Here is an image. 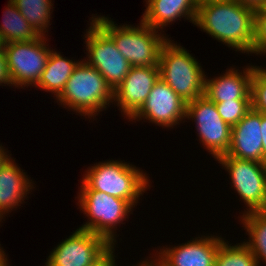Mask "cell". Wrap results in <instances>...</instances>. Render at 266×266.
<instances>
[{
    "instance_id": "obj_1",
    "label": "cell",
    "mask_w": 266,
    "mask_h": 266,
    "mask_svg": "<svg viewBox=\"0 0 266 266\" xmlns=\"http://www.w3.org/2000/svg\"><path fill=\"white\" fill-rule=\"evenodd\" d=\"M194 25L235 51L253 53L255 11L233 0L198 5Z\"/></svg>"
},
{
    "instance_id": "obj_2",
    "label": "cell",
    "mask_w": 266,
    "mask_h": 266,
    "mask_svg": "<svg viewBox=\"0 0 266 266\" xmlns=\"http://www.w3.org/2000/svg\"><path fill=\"white\" fill-rule=\"evenodd\" d=\"M130 163L109 160L94 164L86 170L80 189L97 190L124 199L133 207L150 188L147 174Z\"/></svg>"
},
{
    "instance_id": "obj_3",
    "label": "cell",
    "mask_w": 266,
    "mask_h": 266,
    "mask_svg": "<svg viewBox=\"0 0 266 266\" xmlns=\"http://www.w3.org/2000/svg\"><path fill=\"white\" fill-rule=\"evenodd\" d=\"M93 19L115 42L123 57L135 66H158L163 44L168 39L164 33L153 29L144 22L139 26L114 24L105 16H93ZM117 25V26H116Z\"/></svg>"
},
{
    "instance_id": "obj_4",
    "label": "cell",
    "mask_w": 266,
    "mask_h": 266,
    "mask_svg": "<svg viewBox=\"0 0 266 266\" xmlns=\"http://www.w3.org/2000/svg\"><path fill=\"white\" fill-rule=\"evenodd\" d=\"M59 105L88 118L98 115L113 103V90L100 72L84 60L81 61L60 96ZM98 112V113H97Z\"/></svg>"
},
{
    "instance_id": "obj_5",
    "label": "cell",
    "mask_w": 266,
    "mask_h": 266,
    "mask_svg": "<svg viewBox=\"0 0 266 266\" xmlns=\"http://www.w3.org/2000/svg\"><path fill=\"white\" fill-rule=\"evenodd\" d=\"M160 78L185 103L204 94L205 73L199 62L184 47L169 39L163 44L159 57Z\"/></svg>"
},
{
    "instance_id": "obj_6",
    "label": "cell",
    "mask_w": 266,
    "mask_h": 266,
    "mask_svg": "<svg viewBox=\"0 0 266 266\" xmlns=\"http://www.w3.org/2000/svg\"><path fill=\"white\" fill-rule=\"evenodd\" d=\"M77 198V205L89 219L79 228L101 235L115 246L117 232L114 230L126 220L133 206L124 199L92 189H80Z\"/></svg>"
},
{
    "instance_id": "obj_7",
    "label": "cell",
    "mask_w": 266,
    "mask_h": 266,
    "mask_svg": "<svg viewBox=\"0 0 266 266\" xmlns=\"http://www.w3.org/2000/svg\"><path fill=\"white\" fill-rule=\"evenodd\" d=\"M46 39L40 35L32 41L3 44L11 86H36L51 52Z\"/></svg>"
},
{
    "instance_id": "obj_8",
    "label": "cell",
    "mask_w": 266,
    "mask_h": 266,
    "mask_svg": "<svg viewBox=\"0 0 266 266\" xmlns=\"http://www.w3.org/2000/svg\"><path fill=\"white\" fill-rule=\"evenodd\" d=\"M84 35L87 58L84 61L95 67L114 91L125 79L131 64L117 49L113 39L93 20ZM89 58V59H88Z\"/></svg>"
},
{
    "instance_id": "obj_9",
    "label": "cell",
    "mask_w": 266,
    "mask_h": 266,
    "mask_svg": "<svg viewBox=\"0 0 266 266\" xmlns=\"http://www.w3.org/2000/svg\"><path fill=\"white\" fill-rule=\"evenodd\" d=\"M216 161L231 176V187L247 206L244 212L261 211L266 204V163L241 160L226 154Z\"/></svg>"
},
{
    "instance_id": "obj_10",
    "label": "cell",
    "mask_w": 266,
    "mask_h": 266,
    "mask_svg": "<svg viewBox=\"0 0 266 266\" xmlns=\"http://www.w3.org/2000/svg\"><path fill=\"white\" fill-rule=\"evenodd\" d=\"M186 118L194 119L199 141L217 159L231 144V127L221 118L214 102L204 94L186 104Z\"/></svg>"
},
{
    "instance_id": "obj_11",
    "label": "cell",
    "mask_w": 266,
    "mask_h": 266,
    "mask_svg": "<svg viewBox=\"0 0 266 266\" xmlns=\"http://www.w3.org/2000/svg\"><path fill=\"white\" fill-rule=\"evenodd\" d=\"M112 247L101 235L78 228L52 249L45 266H93Z\"/></svg>"
},
{
    "instance_id": "obj_12",
    "label": "cell",
    "mask_w": 266,
    "mask_h": 266,
    "mask_svg": "<svg viewBox=\"0 0 266 266\" xmlns=\"http://www.w3.org/2000/svg\"><path fill=\"white\" fill-rule=\"evenodd\" d=\"M186 104L161 78L154 84L146 102L130 119L149 120L158 126L172 127L186 119ZM184 118V119H183Z\"/></svg>"
},
{
    "instance_id": "obj_13",
    "label": "cell",
    "mask_w": 266,
    "mask_h": 266,
    "mask_svg": "<svg viewBox=\"0 0 266 266\" xmlns=\"http://www.w3.org/2000/svg\"><path fill=\"white\" fill-rule=\"evenodd\" d=\"M159 78V66L131 67L123 82L113 91L114 103L129 121L146 102Z\"/></svg>"
},
{
    "instance_id": "obj_14",
    "label": "cell",
    "mask_w": 266,
    "mask_h": 266,
    "mask_svg": "<svg viewBox=\"0 0 266 266\" xmlns=\"http://www.w3.org/2000/svg\"><path fill=\"white\" fill-rule=\"evenodd\" d=\"M223 241L224 238L215 235L199 236L182 245L160 248L154 255L157 258H152L159 266H214Z\"/></svg>"
},
{
    "instance_id": "obj_15",
    "label": "cell",
    "mask_w": 266,
    "mask_h": 266,
    "mask_svg": "<svg viewBox=\"0 0 266 266\" xmlns=\"http://www.w3.org/2000/svg\"><path fill=\"white\" fill-rule=\"evenodd\" d=\"M261 112L251 108L231 127V144L226 155L262 163Z\"/></svg>"
},
{
    "instance_id": "obj_16",
    "label": "cell",
    "mask_w": 266,
    "mask_h": 266,
    "mask_svg": "<svg viewBox=\"0 0 266 266\" xmlns=\"http://www.w3.org/2000/svg\"><path fill=\"white\" fill-rule=\"evenodd\" d=\"M239 69H227L225 74L212 79L205 75L204 95L212 102L224 101H251V79L254 65L247 66L240 72Z\"/></svg>"
},
{
    "instance_id": "obj_17",
    "label": "cell",
    "mask_w": 266,
    "mask_h": 266,
    "mask_svg": "<svg viewBox=\"0 0 266 266\" xmlns=\"http://www.w3.org/2000/svg\"><path fill=\"white\" fill-rule=\"evenodd\" d=\"M14 161V162H13ZM15 163L11 157L0 169V217L14 208L21 206L22 201L34 188L32 180Z\"/></svg>"
},
{
    "instance_id": "obj_18",
    "label": "cell",
    "mask_w": 266,
    "mask_h": 266,
    "mask_svg": "<svg viewBox=\"0 0 266 266\" xmlns=\"http://www.w3.org/2000/svg\"><path fill=\"white\" fill-rule=\"evenodd\" d=\"M146 9L140 21L153 29H163L168 23L185 17L195 22L198 4L196 0H145ZM179 18V19H178Z\"/></svg>"
},
{
    "instance_id": "obj_19",
    "label": "cell",
    "mask_w": 266,
    "mask_h": 266,
    "mask_svg": "<svg viewBox=\"0 0 266 266\" xmlns=\"http://www.w3.org/2000/svg\"><path fill=\"white\" fill-rule=\"evenodd\" d=\"M61 53L51 50L40 80L35 87L54 94L57 99L63 92L66 83L78 64L81 62L67 59ZM56 95V96H55Z\"/></svg>"
},
{
    "instance_id": "obj_20",
    "label": "cell",
    "mask_w": 266,
    "mask_h": 266,
    "mask_svg": "<svg viewBox=\"0 0 266 266\" xmlns=\"http://www.w3.org/2000/svg\"><path fill=\"white\" fill-rule=\"evenodd\" d=\"M3 12V22L0 24V37L4 44L12 42H26L38 38L40 35L32 28L12 0Z\"/></svg>"
},
{
    "instance_id": "obj_21",
    "label": "cell",
    "mask_w": 266,
    "mask_h": 266,
    "mask_svg": "<svg viewBox=\"0 0 266 266\" xmlns=\"http://www.w3.org/2000/svg\"><path fill=\"white\" fill-rule=\"evenodd\" d=\"M240 221L248 233L249 240L244 242L255 255L258 265L266 264V215L262 211L242 213Z\"/></svg>"
},
{
    "instance_id": "obj_22",
    "label": "cell",
    "mask_w": 266,
    "mask_h": 266,
    "mask_svg": "<svg viewBox=\"0 0 266 266\" xmlns=\"http://www.w3.org/2000/svg\"><path fill=\"white\" fill-rule=\"evenodd\" d=\"M32 28L45 36L51 19L52 0H12ZM52 7V8H51ZM51 11V12H50ZM47 28V29H46Z\"/></svg>"
},
{
    "instance_id": "obj_23",
    "label": "cell",
    "mask_w": 266,
    "mask_h": 266,
    "mask_svg": "<svg viewBox=\"0 0 266 266\" xmlns=\"http://www.w3.org/2000/svg\"><path fill=\"white\" fill-rule=\"evenodd\" d=\"M231 245L225 240L220 244L214 266H259L255 255L244 242Z\"/></svg>"
},
{
    "instance_id": "obj_24",
    "label": "cell",
    "mask_w": 266,
    "mask_h": 266,
    "mask_svg": "<svg viewBox=\"0 0 266 266\" xmlns=\"http://www.w3.org/2000/svg\"><path fill=\"white\" fill-rule=\"evenodd\" d=\"M254 66L251 79V108L266 114V68Z\"/></svg>"
},
{
    "instance_id": "obj_25",
    "label": "cell",
    "mask_w": 266,
    "mask_h": 266,
    "mask_svg": "<svg viewBox=\"0 0 266 266\" xmlns=\"http://www.w3.org/2000/svg\"><path fill=\"white\" fill-rule=\"evenodd\" d=\"M221 118L230 126H235L251 109V101H224L215 103Z\"/></svg>"
},
{
    "instance_id": "obj_26",
    "label": "cell",
    "mask_w": 266,
    "mask_h": 266,
    "mask_svg": "<svg viewBox=\"0 0 266 266\" xmlns=\"http://www.w3.org/2000/svg\"><path fill=\"white\" fill-rule=\"evenodd\" d=\"M253 53L266 55V7L255 11Z\"/></svg>"
},
{
    "instance_id": "obj_27",
    "label": "cell",
    "mask_w": 266,
    "mask_h": 266,
    "mask_svg": "<svg viewBox=\"0 0 266 266\" xmlns=\"http://www.w3.org/2000/svg\"><path fill=\"white\" fill-rule=\"evenodd\" d=\"M5 84L11 86V80L9 77L5 52L0 51V85L5 86Z\"/></svg>"
},
{
    "instance_id": "obj_28",
    "label": "cell",
    "mask_w": 266,
    "mask_h": 266,
    "mask_svg": "<svg viewBox=\"0 0 266 266\" xmlns=\"http://www.w3.org/2000/svg\"><path fill=\"white\" fill-rule=\"evenodd\" d=\"M115 246H113L97 263L93 266H117L115 263Z\"/></svg>"
},
{
    "instance_id": "obj_29",
    "label": "cell",
    "mask_w": 266,
    "mask_h": 266,
    "mask_svg": "<svg viewBox=\"0 0 266 266\" xmlns=\"http://www.w3.org/2000/svg\"><path fill=\"white\" fill-rule=\"evenodd\" d=\"M238 4L251 8L254 11L266 7V0H233Z\"/></svg>"
},
{
    "instance_id": "obj_30",
    "label": "cell",
    "mask_w": 266,
    "mask_h": 266,
    "mask_svg": "<svg viewBox=\"0 0 266 266\" xmlns=\"http://www.w3.org/2000/svg\"><path fill=\"white\" fill-rule=\"evenodd\" d=\"M262 163H266V114L261 113Z\"/></svg>"
},
{
    "instance_id": "obj_31",
    "label": "cell",
    "mask_w": 266,
    "mask_h": 266,
    "mask_svg": "<svg viewBox=\"0 0 266 266\" xmlns=\"http://www.w3.org/2000/svg\"><path fill=\"white\" fill-rule=\"evenodd\" d=\"M7 152L8 151H6L3 148L2 144H0V169L7 162V160L11 157V155L10 154H7Z\"/></svg>"
},
{
    "instance_id": "obj_32",
    "label": "cell",
    "mask_w": 266,
    "mask_h": 266,
    "mask_svg": "<svg viewBox=\"0 0 266 266\" xmlns=\"http://www.w3.org/2000/svg\"><path fill=\"white\" fill-rule=\"evenodd\" d=\"M9 261L7 260V255L3 251V248L0 247V266H10Z\"/></svg>"
},
{
    "instance_id": "obj_33",
    "label": "cell",
    "mask_w": 266,
    "mask_h": 266,
    "mask_svg": "<svg viewBox=\"0 0 266 266\" xmlns=\"http://www.w3.org/2000/svg\"><path fill=\"white\" fill-rule=\"evenodd\" d=\"M147 260H148V258L143 260L141 263H138L137 265H134V266H153L152 259H149L148 261Z\"/></svg>"
},
{
    "instance_id": "obj_34",
    "label": "cell",
    "mask_w": 266,
    "mask_h": 266,
    "mask_svg": "<svg viewBox=\"0 0 266 266\" xmlns=\"http://www.w3.org/2000/svg\"><path fill=\"white\" fill-rule=\"evenodd\" d=\"M208 1H217V0H196L198 5L201 4V3L208 2Z\"/></svg>"
},
{
    "instance_id": "obj_35",
    "label": "cell",
    "mask_w": 266,
    "mask_h": 266,
    "mask_svg": "<svg viewBox=\"0 0 266 266\" xmlns=\"http://www.w3.org/2000/svg\"><path fill=\"white\" fill-rule=\"evenodd\" d=\"M3 41L1 40V37H0V51H4V49H3Z\"/></svg>"
},
{
    "instance_id": "obj_36",
    "label": "cell",
    "mask_w": 266,
    "mask_h": 266,
    "mask_svg": "<svg viewBox=\"0 0 266 266\" xmlns=\"http://www.w3.org/2000/svg\"><path fill=\"white\" fill-rule=\"evenodd\" d=\"M261 211L266 215V204H265L264 208Z\"/></svg>"
},
{
    "instance_id": "obj_37",
    "label": "cell",
    "mask_w": 266,
    "mask_h": 266,
    "mask_svg": "<svg viewBox=\"0 0 266 266\" xmlns=\"http://www.w3.org/2000/svg\"><path fill=\"white\" fill-rule=\"evenodd\" d=\"M153 266H159L155 261H153Z\"/></svg>"
}]
</instances>
